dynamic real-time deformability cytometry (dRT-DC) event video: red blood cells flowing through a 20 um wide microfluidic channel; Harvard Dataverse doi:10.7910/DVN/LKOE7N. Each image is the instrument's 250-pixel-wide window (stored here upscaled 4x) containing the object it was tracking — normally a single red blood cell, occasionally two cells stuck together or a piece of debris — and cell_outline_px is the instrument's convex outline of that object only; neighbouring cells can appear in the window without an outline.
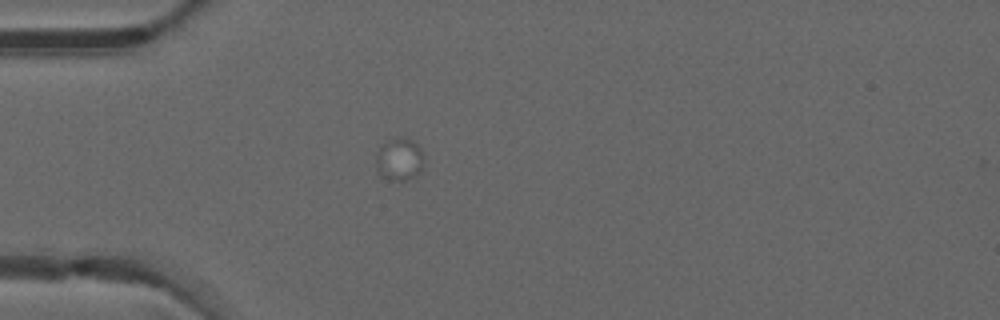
{"species": "common noctule bat (a hibernating species)", "species_latin": "Nyctalus noctula", "temperature_condition": "warm", "stored_images_in_passage": 2, "camera_frame_rate_fps": 3000, "um_per_image_px": 0.085, "animal": {"sex": "male", "forearm_length_mm": 52.5}, "frame": {"image": 1, "passage_image": 1, "time_ms": 0.0, "image_size_px": [1000, 320], "cell_outline_px": [[424, 160], [420, 172], [404, 180], [392, 180], [380, 176], [376, 172], [376, 152], [388, 140], [412, 140], [420, 148], [424, 156]], "centroid_in_image_um": [33.92, 13.58], "position_along_channel_um": 51.1, "area_um2": 11.56}}